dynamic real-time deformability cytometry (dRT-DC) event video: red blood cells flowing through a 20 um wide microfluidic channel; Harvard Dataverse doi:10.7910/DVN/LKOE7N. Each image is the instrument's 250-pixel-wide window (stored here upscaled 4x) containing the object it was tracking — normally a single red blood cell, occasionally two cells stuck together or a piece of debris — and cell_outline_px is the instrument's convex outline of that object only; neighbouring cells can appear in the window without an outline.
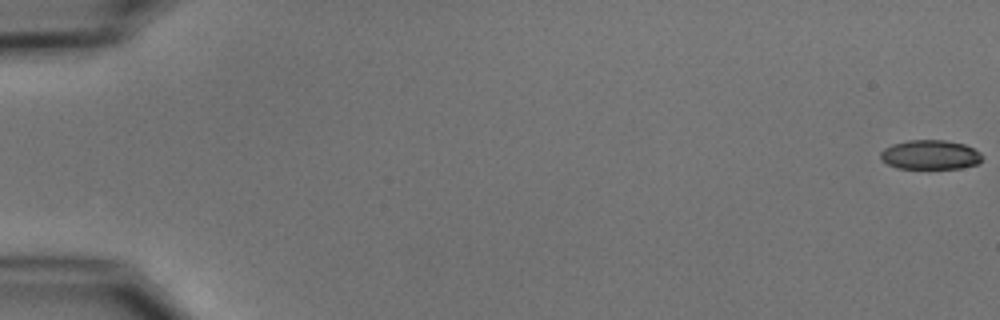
{"species": "common noctule bat (a hibernating species)", "species_latin": "Nyctalus noctula", "temperature_condition": "cold", "stored_images_in_passage": 55, "camera_frame_rate_fps": 3000, "um_per_image_px": 0.085, "animal": {"sex": "male", "body_mass_g": 15.6}, "frame": {"image": 1, "passage_image": 1, "time_ms": 0.0, "image_size_px": [1000, 320], "cell_outline_px": [[984, 156], [976, 164], [960, 168], [896, 168], [880, 160], [880, 152], [884, 148], [892, 144], [908, 140], [944, 140], [964, 144], [980, 152]], "centroid_in_image_um": [79.04, 13.15], "position_along_channel_um": 6.0, "area_um2": 17.4}}
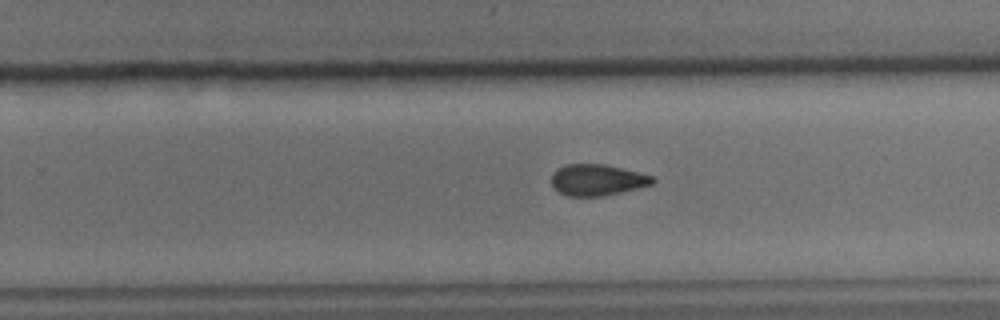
{"frame": {"image": 2, "passage_image": 36, "time_ms": 11.667, "image_size_px": [1000, 320], "cell_outline_px": [[656, 180], [652, 184], [604, 196], [568, 196], [552, 188], [552, 172], [568, 164], [604, 164], [652, 176]], "centroid_in_image_um": [50.73, 15.3], "position_along_channel_um": 279.1, "area_um2": 18.15}}
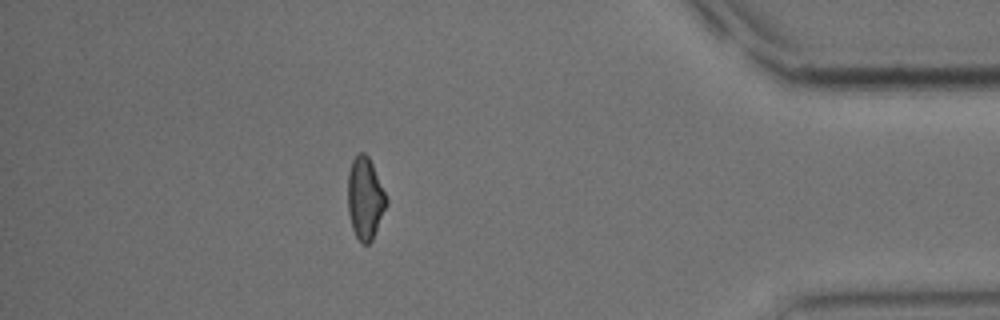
{"frame": {"image": 3, "passage_image": 49, "time_ms": 16.0, "image_size_px": [1000, 320], "cell_outline_px": [[388, 204], [372, 240], [368, 244], [360, 244], [352, 228], [348, 212], [348, 172], [352, 160], [360, 152], [364, 152], [368, 156], [372, 164], [388, 200]], "centroid_in_image_um": [31.03, 16.88], "position_along_channel_um": 404.2, "area_um2": 18.44}, "authors_computed_cell_mechanics": {"area_um2": 18.9006, "velocity_mm_per_s": 3.7461, "shape_relaxation_time_tau1_ms": 7.1418, "shape_relaxation_time_tau2_ms": 4.1918, "deformation_change_tau1": 0.1456, "deformation_change_tau2": 0.1104}}